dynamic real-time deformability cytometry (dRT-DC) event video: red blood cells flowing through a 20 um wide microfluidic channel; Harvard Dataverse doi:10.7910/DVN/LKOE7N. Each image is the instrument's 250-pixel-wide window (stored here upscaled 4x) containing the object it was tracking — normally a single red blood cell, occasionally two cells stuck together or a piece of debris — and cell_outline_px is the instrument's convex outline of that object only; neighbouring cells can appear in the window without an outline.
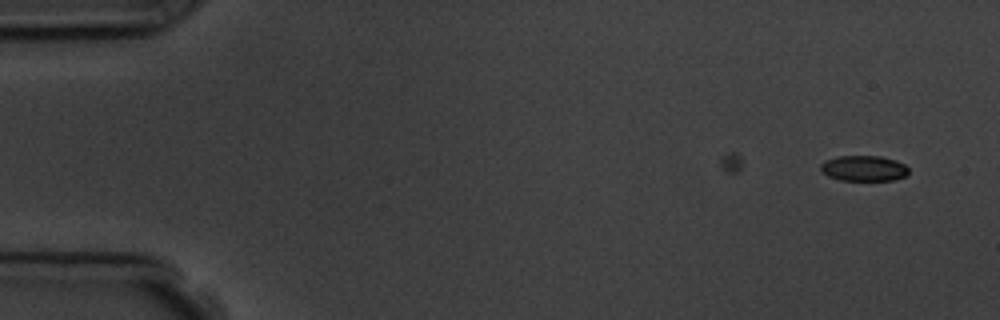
{"species": "common noctule bat (a hibernating species)", "species_latin": "Nyctalus noctula", "temperature_condition": "room temperature", "stored_images_in_passage": 3, "camera_frame_rate_fps": 3000, "um_per_image_px": 0.085, "animal": {"sex": "male", "body_mass_g": 19.5, "forearm_length_mm": 54.6}, "frame": {"image": 1, "passage_image": 3, "time_ms": 2.333, "image_size_px": [1000, 320], "cell_outline_px": [[908, 176], [892, 180], [840, 180], [828, 176], [820, 172], [820, 164], [824, 160], [836, 156], [880, 156], [896, 160], [904, 164], [908, 168]], "centroid_in_image_um": [73.4, 14.3], "position_along_channel_um": 11.6, "area_um2": 13.29}}